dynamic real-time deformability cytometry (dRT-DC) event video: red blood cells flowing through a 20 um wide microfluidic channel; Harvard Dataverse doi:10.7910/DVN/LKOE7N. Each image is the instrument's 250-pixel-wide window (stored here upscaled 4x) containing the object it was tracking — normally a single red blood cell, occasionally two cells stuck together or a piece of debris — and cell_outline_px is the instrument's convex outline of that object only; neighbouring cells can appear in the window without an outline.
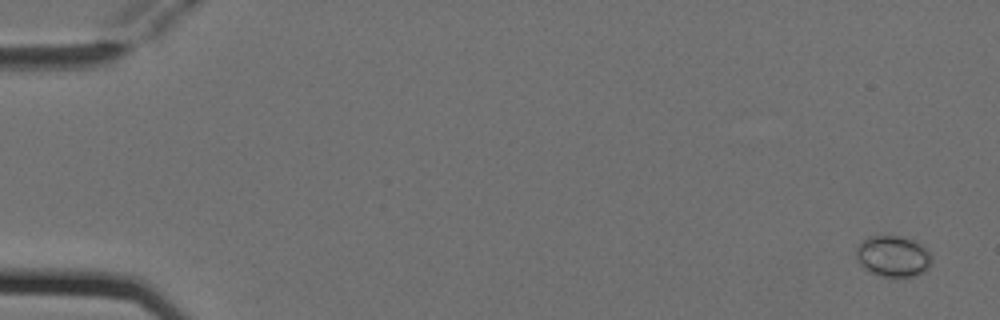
{"species": "Egyptian fruit bat (a non-hibernating species)", "species_latin": "Rousettus aegyptiacus", "temperature_condition": "cold", "stored_images_in_passage": 4, "camera_frame_rate_fps": 3000, "um_per_image_px": 0.085, "animal": {"sex": "female"}, "frame": {"image": 1, "passage_image": 1, "time_ms": 0.0, "image_size_px": [1000, 320], "cell_outline_px": [[932, 264], [924, 272], [916, 276], [892, 280], [868, 272], [856, 260], [856, 248], [860, 240], [868, 236], [900, 236], [912, 240], [920, 244], [932, 256]], "centroid_in_image_um": [75.88, 21.83], "position_along_channel_um": 9.1, "area_um2": 18.79}}